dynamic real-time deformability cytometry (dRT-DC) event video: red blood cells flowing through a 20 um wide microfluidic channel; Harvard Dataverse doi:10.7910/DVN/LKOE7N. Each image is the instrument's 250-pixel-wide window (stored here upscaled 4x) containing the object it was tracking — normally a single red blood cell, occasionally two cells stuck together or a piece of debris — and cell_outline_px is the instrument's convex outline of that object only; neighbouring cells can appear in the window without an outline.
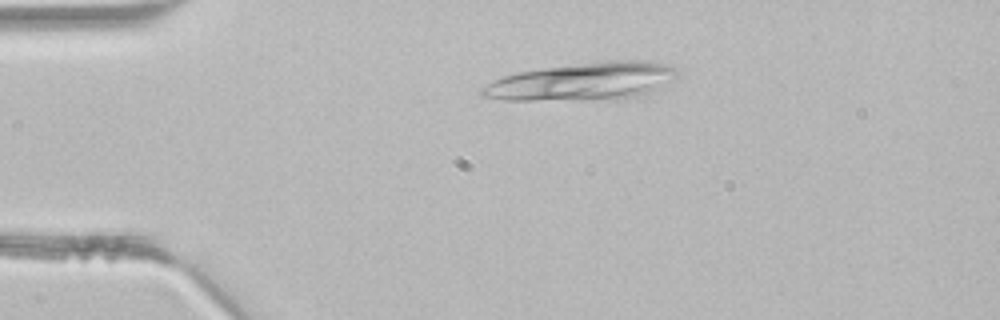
{"species": "common noctule bat (a hibernating species)", "species_latin": "Nyctalus noctula", "temperature_condition": "room temperature", "stored_images_in_passage": 2, "camera_frame_rate_fps": 3000, "um_per_image_px": 0.085, "animal": {"sex": "male", "body_mass_g": 21.5, "forearm_length_mm": 52.0}, "frame": {"image": 1, "passage_image": 1, "time_ms": 0.0, "image_size_px": [1000, 320], "cell_outline_px": [[676, 76], [660, 92], [648, 96], [612, 100], [504, 100], [484, 96], [480, 92], [480, 88], [492, 80], [504, 76], [520, 72], [544, 68], [596, 60], [652, 60], [676, 68]], "centroid_in_image_um": [49.65, 6.94], "position_along_channel_um": 35.3, "area_um2": 44.1}}